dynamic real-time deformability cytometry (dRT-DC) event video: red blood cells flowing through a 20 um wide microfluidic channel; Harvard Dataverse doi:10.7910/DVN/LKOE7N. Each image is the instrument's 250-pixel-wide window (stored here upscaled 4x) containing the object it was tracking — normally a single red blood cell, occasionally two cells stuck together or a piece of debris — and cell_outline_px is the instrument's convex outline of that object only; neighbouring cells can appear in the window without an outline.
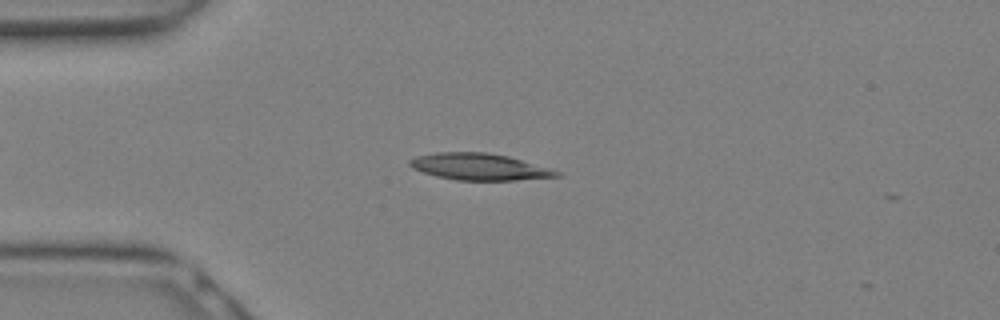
{"species": "Egyptian fruit bat (a non-hibernating species)", "species_latin": "Rousettus aegyptiacus", "temperature_condition": "warm", "stored_images_in_passage": 7, "camera_frame_rate_fps": 3000, "um_per_image_px": 0.085, "animal": {"sex": "female"}, "frame": {"image": 1, "passage_image": 6, "time_ms": 1.667, "image_size_px": [1000, 320], "cell_outline_px": [[560, 176], [516, 180], [456, 180], [436, 176], [412, 168], [408, 164], [408, 160], [416, 156], [436, 152], [488, 152], [508, 156], [548, 168], [560, 172]], "centroid_in_image_um": [40.68, 14.17], "position_along_channel_um": 44.3, "area_um2": 22.66}}